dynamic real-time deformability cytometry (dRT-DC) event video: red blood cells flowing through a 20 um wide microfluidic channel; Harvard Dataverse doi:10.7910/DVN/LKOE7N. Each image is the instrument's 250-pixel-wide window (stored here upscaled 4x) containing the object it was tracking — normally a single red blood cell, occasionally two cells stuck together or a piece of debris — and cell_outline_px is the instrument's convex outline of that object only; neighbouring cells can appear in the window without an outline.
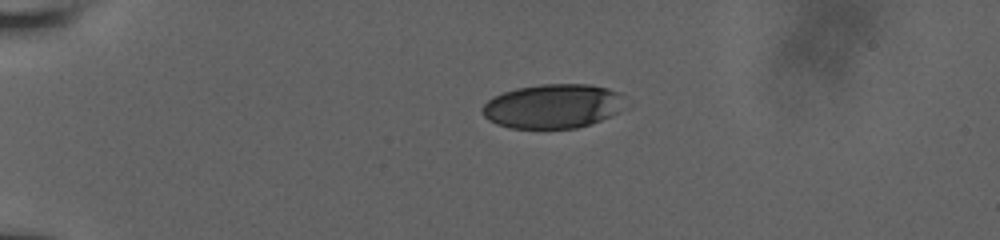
{"species": "human", "species_latin": "Homo sapiens", "temperature_condition": "room temperature", "stored_images_in_passage": 34, "camera_frame_rate_fps": 3000, "um_per_image_px": 0.085, "donor": {"sex": "male"}, "frame": {"image": 1, "passage_image": 1, "time_ms": 0.0, "image_size_px": [1000, 240], "cell_outline_px": [[616, 112], [600, 120], [576, 128], [508, 128], [496, 124], [488, 120], [484, 116], [484, 104], [492, 96], [516, 88], [540, 84], [588, 84], [608, 88], [616, 92]], "centroid_in_image_um": [46.83, 9.03], "position_along_channel_um": 38.2, "area_um2": 35.78}}
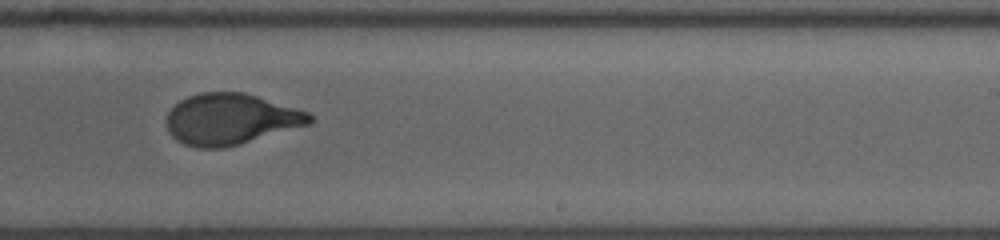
{"frame": {"image": 2, "passage_image": 19, "time_ms": 7.667, "image_size_px": [1000, 240], "cell_outline_px": [[312, 124], [240, 144], [224, 148], [196, 148], [184, 144], [176, 140], [168, 132], [168, 112], [180, 100], [188, 96], [200, 92], [244, 92], [308, 112], [312, 116]], "centroid_in_image_um": [19.61, 10.14], "position_along_channel_um": 269.4, "area_um2": 42.54}}
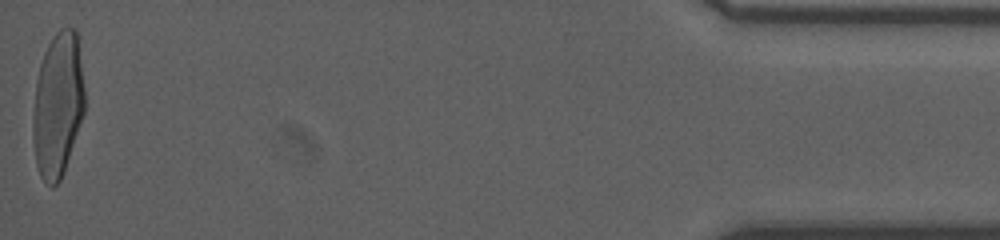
{"frame": {"image": 3, "passage_image": 34, "time_ms": 14.0, "image_size_px": [1000, 240], "cell_outline_px": [[84, 112], [60, 180], [52, 188], [40, 176], [36, 164], [32, 140], [32, 124], [36, 80], [40, 64], [44, 52], [52, 36], [60, 28], [76, 28], [84, 88]], "centroid_in_image_um": [4.89, 8.89], "position_along_channel_um": 430.3, "area_um2": 43.35}, "authors_computed_cell_mechanics": {"area_um2": 42.5119, "velocity_mm_per_s": 3.8531, "shape_relaxation_time_tau1_ms": 6.1424, "shape_relaxation_time_tau2_ms": null, "deformation_change_tau1": 0.2391, "deformation_change_tau2": null}}